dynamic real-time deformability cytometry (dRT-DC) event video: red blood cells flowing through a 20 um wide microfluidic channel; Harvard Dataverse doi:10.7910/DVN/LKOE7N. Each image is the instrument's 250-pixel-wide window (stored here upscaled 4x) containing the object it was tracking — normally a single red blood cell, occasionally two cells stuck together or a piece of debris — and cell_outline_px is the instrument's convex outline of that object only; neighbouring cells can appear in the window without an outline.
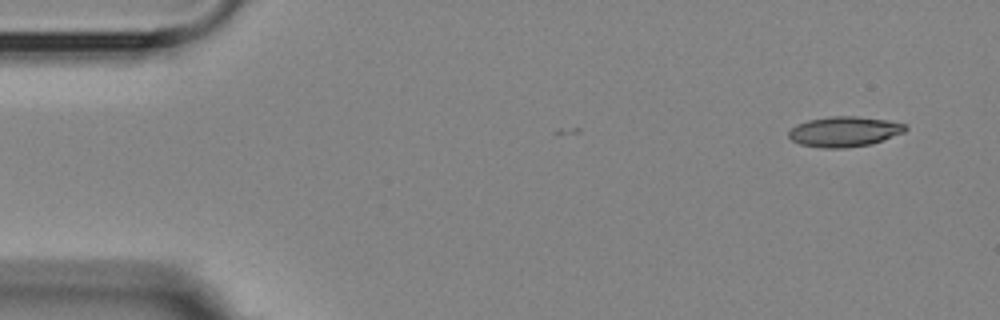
{"species": "Egyptian fruit bat (a non-hibernating species)", "species_latin": "Rousettus aegyptiacus", "temperature_condition": "room temperature", "stored_images_in_passage": 3, "camera_frame_rate_fps": 3000, "um_per_image_px": 0.085, "animal": {"sex": "female"}, "frame": {"image": 1, "passage_image": 1, "time_ms": 0.0, "image_size_px": [1000, 320], "cell_outline_px": [[908, 128], [904, 132], [872, 144], [844, 148], [820, 148], [800, 144], [792, 140], [788, 136], [788, 132], [796, 124], [808, 120], [832, 116], [856, 116], [888, 120], [904, 124]], "centroid_in_image_um": [71.75, 11.19], "position_along_channel_um": 13.2, "area_um2": 20.58}}